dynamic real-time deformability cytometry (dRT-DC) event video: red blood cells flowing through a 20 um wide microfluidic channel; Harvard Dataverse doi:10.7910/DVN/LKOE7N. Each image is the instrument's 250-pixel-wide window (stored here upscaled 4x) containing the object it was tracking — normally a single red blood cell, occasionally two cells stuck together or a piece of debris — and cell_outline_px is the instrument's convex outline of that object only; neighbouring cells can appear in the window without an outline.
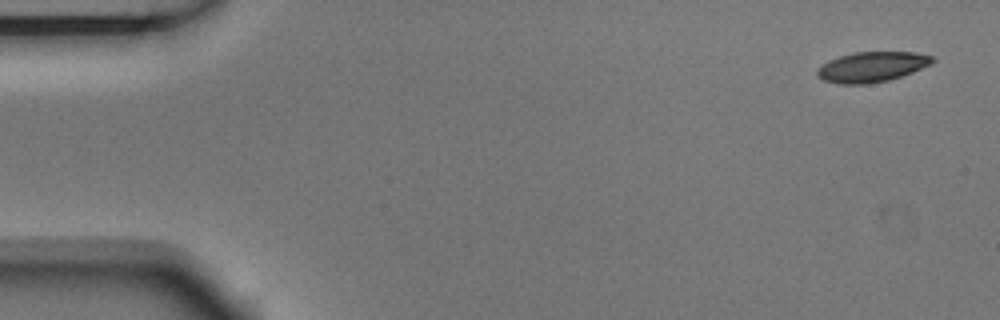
{"species": "Egyptian fruit bat (a non-hibernating species)", "species_latin": "Rousettus aegyptiacus", "temperature_condition": "room temperature", "stored_images_in_passage": 6, "camera_frame_rate_fps": 3000, "um_per_image_px": 0.085, "animal": {"sex": "male"}, "frame": {"image": 1, "passage_image": 1, "time_ms": 0.0, "image_size_px": [1000, 320], "cell_outline_px": [[936, 60], [932, 64], [912, 72], [888, 80], [868, 84], [836, 84], [824, 80], [816, 76], [816, 68], [828, 60], [852, 52], [916, 52], [932, 56]], "centroid_in_image_um": [74.08, 5.68], "position_along_channel_um": 10.9, "area_um2": 20.46}}
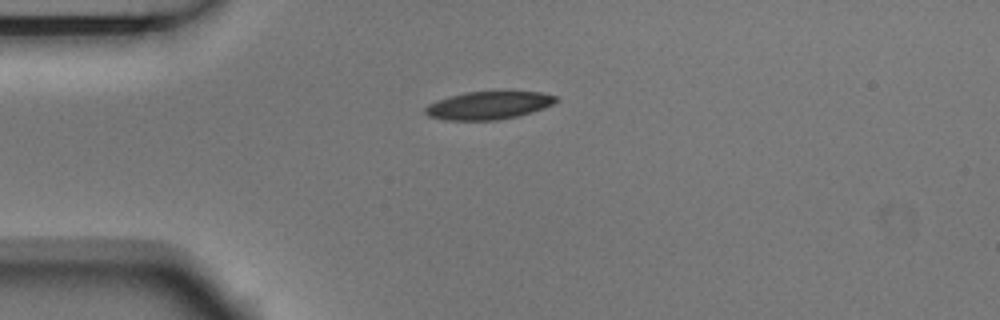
{"frame": {"image": 2, "passage_image": 4, "time_ms": 1.0, "image_size_px": [1000, 320], "cell_outline_px": [[560, 100], [544, 108], [532, 112], [516, 116], [496, 120], [444, 120], [428, 116], [424, 112], [424, 108], [428, 104], [436, 100], [464, 92], [540, 92], [556, 96]], "centroid_in_image_um": [41.5, 8.96], "position_along_channel_um": 43.5, "area_um2": 21.21}}
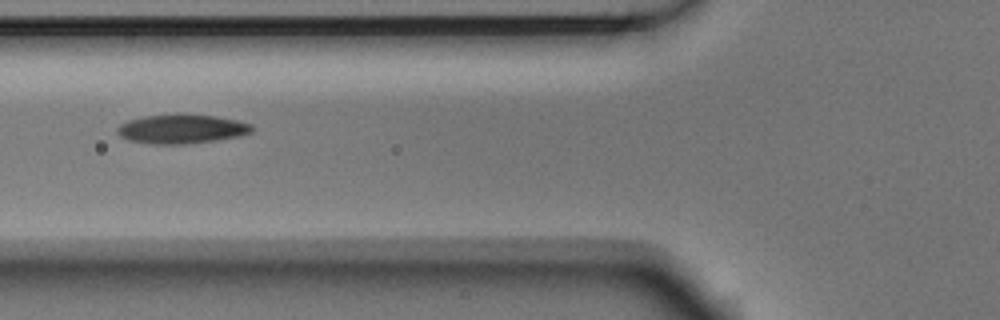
{"frame": {"image": 3, "passage_image": 6, "time_ms": 1.667, "image_size_px": [1000, 320], "cell_outline_px": [[252, 132], [240, 136], [216, 140], [188, 144], [152, 144], [128, 140], [120, 136], [116, 132], [116, 128], [120, 124], [128, 120], [144, 116], [176, 112], [180, 112], [216, 116], [236, 120], [252, 124]], "centroid_in_image_um": [15.41, 10.94], "position_along_channel_um": 110.4, "area_um2": 23.47}}